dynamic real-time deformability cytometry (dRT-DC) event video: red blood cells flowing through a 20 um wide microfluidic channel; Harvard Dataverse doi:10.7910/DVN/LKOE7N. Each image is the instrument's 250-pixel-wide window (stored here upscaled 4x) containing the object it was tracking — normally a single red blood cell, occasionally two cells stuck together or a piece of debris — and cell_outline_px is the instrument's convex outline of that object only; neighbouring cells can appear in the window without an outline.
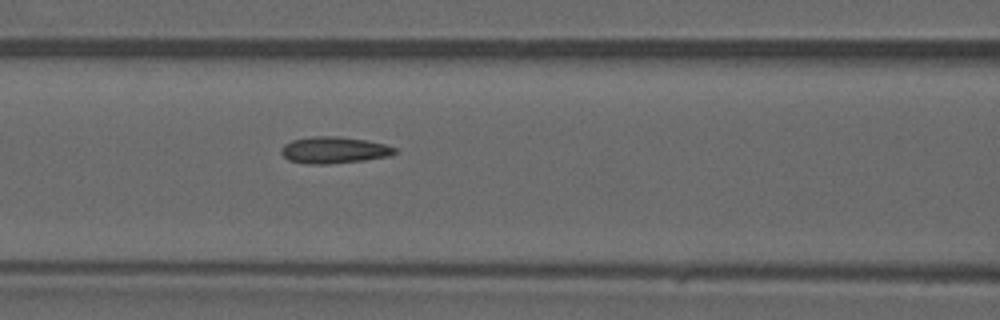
{"species": "common noctule bat (a hibernating species)", "species_latin": "Nyctalus noctula", "temperature_condition": "warm", "stored_images_in_passage": 46, "camera_frame_rate_fps": 3000, "um_per_image_px": 0.085, "animal": {"sex": "male", "forearm_length_mm": 52.5}, "frame": {"image": 1, "passage_image": 20, "time_ms": 6.333, "image_size_px": [1000, 320], "cell_outline_px": [[400, 152], [388, 156], [364, 160], [328, 164], [304, 164], [288, 160], [280, 152], [280, 148], [284, 144], [292, 140], [312, 136], [340, 136], [364, 140], [384, 144], [396, 148]], "centroid_in_image_um": [28.37, 12.76], "position_along_channel_um": 138.2, "area_um2": 17.74}}